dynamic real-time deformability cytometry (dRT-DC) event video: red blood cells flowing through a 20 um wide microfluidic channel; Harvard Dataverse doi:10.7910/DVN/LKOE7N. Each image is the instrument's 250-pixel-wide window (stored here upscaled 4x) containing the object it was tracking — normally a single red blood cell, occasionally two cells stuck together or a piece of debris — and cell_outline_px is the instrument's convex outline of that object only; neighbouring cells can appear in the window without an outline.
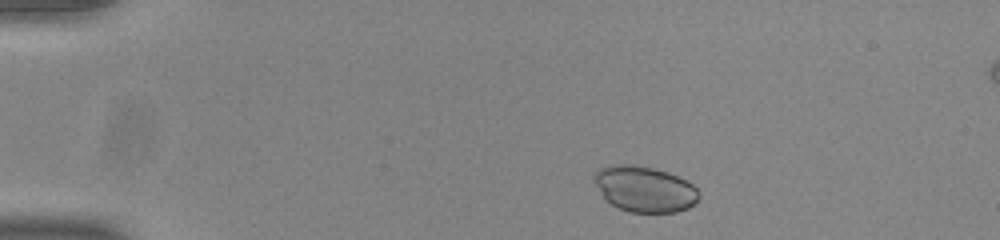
{"species": "common noctule bat (a hibernating species)", "species_latin": "Nyctalus noctula", "temperature_condition": "room temperature", "stored_images_in_passage": 47, "camera_frame_rate_fps": 3000, "um_per_image_px": 0.085, "animal": {"sex": "male", "body_mass_g": 20.0, "forearm_length_mm": 53.3}, "frame": {"image": 1, "passage_image": 4, "time_ms": 1.0, "image_size_px": [1000, 240], "cell_outline_px": [[700, 196], [688, 208], [676, 212], [628, 212], [616, 208], [604, 196], [592, 180], [596, 172], [600, 168], [612, 164], [632, 164], [652, 168], [668, 172], [692, 184], [696, 188]], "centroid_in_image_um": [54.77, 16.06], "position_along_channel_um": 30.2, "area_um2": 27.74}}
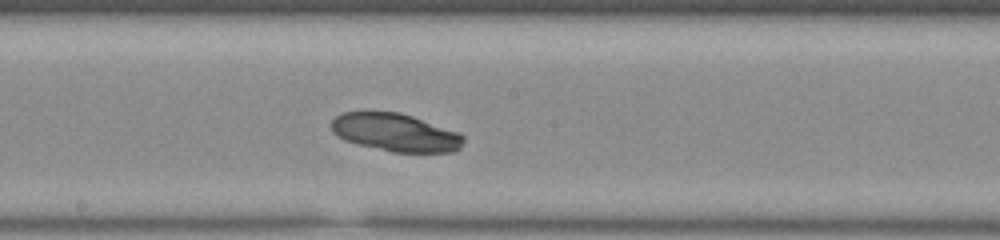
{"frame": {"image": 2, "passage_image": 24, "time_ms": 7.667, "image_size_px": [1000, 240], "cell_outline_px": [[464, 140], [460, 148], [456, 152], [392, 152], [344, 140], [336, 136], [332, 132], [332, 120], [340, 112], [400, 112], [460, 132], [464, 136]], "centroid_in_image_um": [33.64, 11.26], "position_along_channel_um": 214.6, "area_um2": 29.25}}
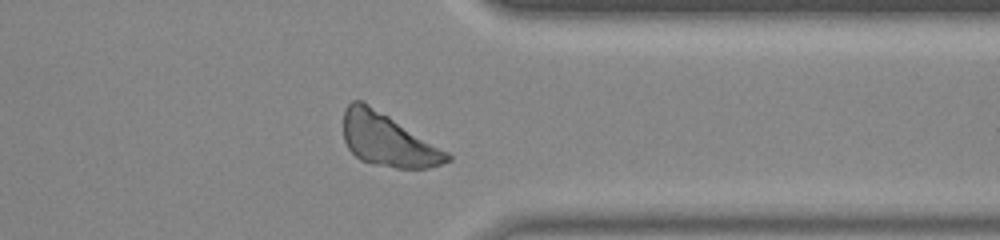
{"frame": {"image": 3, "passage_image": 37, "time_ms": 12.0, "image_size_px": [1000, 240], "cell_outline_px": [[452, 160], [428, 168], [396, 168], [376, 164], [360, 160], [348, 148], [344, 140], [344, 108], [352, 100], [360, 100], [368, 104], [448, 152], [452, 156]], "centroid_in_image_um": [32.94, 11.9], "position_along_channel_um": 378.5, "area_um2": 31.39}}